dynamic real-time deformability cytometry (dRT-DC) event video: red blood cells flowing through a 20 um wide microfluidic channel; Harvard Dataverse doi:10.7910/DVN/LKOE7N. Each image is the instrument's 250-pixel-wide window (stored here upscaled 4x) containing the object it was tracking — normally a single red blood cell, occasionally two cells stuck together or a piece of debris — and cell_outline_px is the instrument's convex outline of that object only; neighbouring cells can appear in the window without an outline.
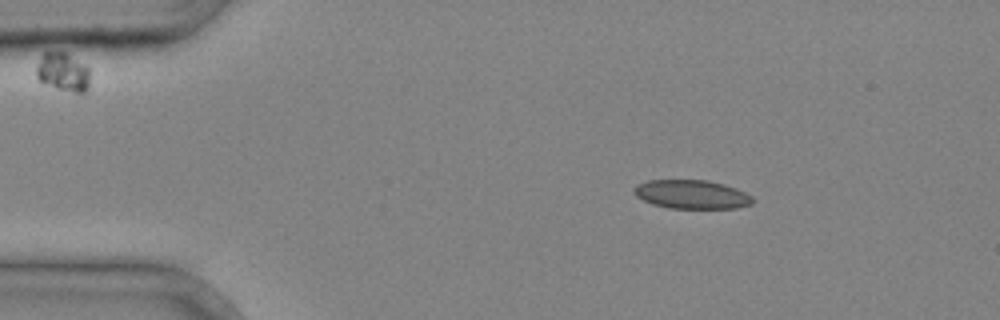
{"species": "common noctule bat (a hibernating species)", "species_latin": "Nyctalus noctula", "temperature_condition": "cold", "stored_images_in_passage": 2, "camera_frame_rate_fps": 3000, "um_per_image_px": 0.085, "animal": {"sex": "male", "body_mass_g": 20.4}, "frame": {"image": 1, "passage_image": 1, "time_ms": 0.0, "image_size_px": [1000, 320], "cell_outline_px": [[752, 204], [736, 208], [668, 208], [652, 204], [636, 196], [632, 192], [632, 188], [636, 184], [648, 180], [708, 180], [724, 184], [736, 188], [752, 196]], "centroid_in_image_um": [58.75, 16.51], "position_along_channel_um": 26.2, "area_um2": 20.0}}